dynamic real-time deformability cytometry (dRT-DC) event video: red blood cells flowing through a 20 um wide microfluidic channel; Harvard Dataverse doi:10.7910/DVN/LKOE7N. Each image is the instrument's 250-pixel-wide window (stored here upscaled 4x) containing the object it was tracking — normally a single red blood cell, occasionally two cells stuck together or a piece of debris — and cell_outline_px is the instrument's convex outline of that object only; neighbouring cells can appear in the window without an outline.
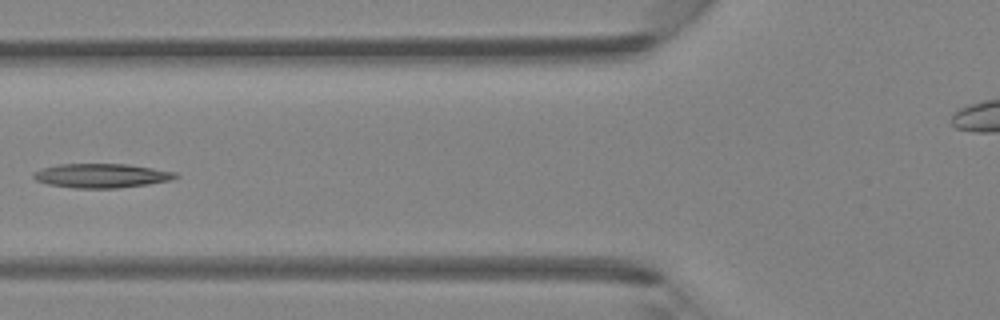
{"species": "Egyptian fruit bat (a non-hibernating species)", "species_latin": "Rousettus aegyptiacus", "temperature_condition": "room temperature", "stored_images_in_passage": 5, "camera_frame_rate_fps": 3000, "um_per_image_px": 0.085, "animal": {"sex": "female"}, "frame": {"image": 1, "passage_image": 5, "time_ms": 1.333, "image_size_px": [1000, 320], "cell_outline_px": [[180, 176], [172, 180], [148, 184], [116, 188], [76, 188], [48, 184], [36, 180], [32, 176], [40, 168], [60, 164], [128, 164], [176, 172]], "centroid_in_image_um": [8.65, 14.93], "position_along_channel_um": 117.1, "area_um2": 19.94}}